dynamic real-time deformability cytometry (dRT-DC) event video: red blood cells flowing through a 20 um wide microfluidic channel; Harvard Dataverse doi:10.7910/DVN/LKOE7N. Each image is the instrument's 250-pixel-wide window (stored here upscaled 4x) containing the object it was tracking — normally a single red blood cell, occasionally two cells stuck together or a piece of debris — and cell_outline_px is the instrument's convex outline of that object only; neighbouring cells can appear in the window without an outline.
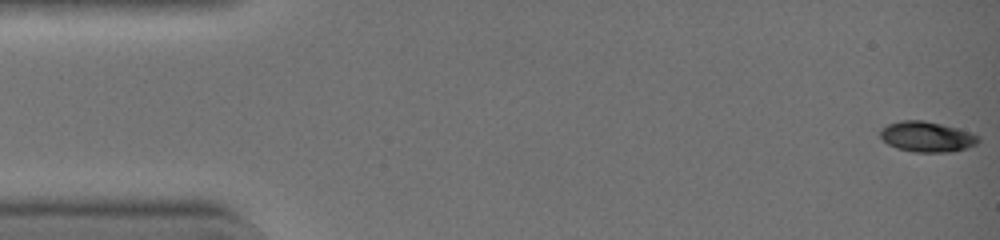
{"species": "common noctule bat (a hibernating species)", "species_latin": "Nyctalus noctula", "temperature_condition": "warm", "stored_images_in_passage": 17, "camera_frame_rate_fps": 3000, "um_per_image_px": 0.085, "animal": {"sex": "female", "body_mass_g": 19.0, "forearm_length_mm": 51.5}, "frame": {"image": 1, "passage_image": 1, "time_ms": 0.0, "image_size_px": [1000, 240], "cell_outline_px": [[980, 140], [976, 144], [968, 148], [948, 152], [912, 152], [896, 148], [888, 144], [880, 136], [880, 132], [888, 124], [900, 120], [924, 120], [956, 128], [968, 132], [976, 136]], "centroid_in_image_um": [78.76, 11.63], "position_along_channel_um": 6.2, "area_um2": 17.17}}
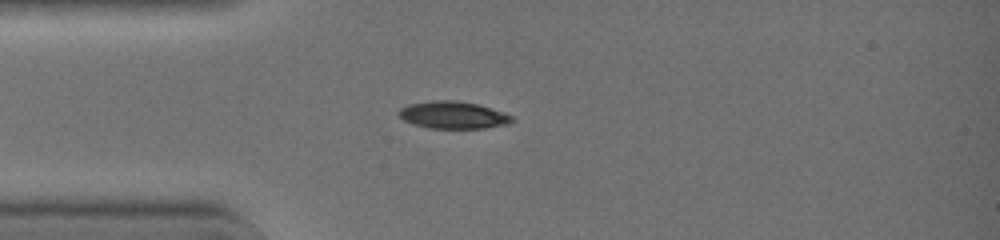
{"frame": {"image": 2, "passage_image": 12, "time_ms": 3.667, "image_size_px": [1000, 240], "cell_outline_px": [[512, 120], [508, 124], [484, 128], [428, 128], [412, 124], [404, 120], [400, 116], [400, 108], [408, 104], [436, 100], [456, 100], [476, 104], [512, 116]], "centroid_in_image_um": [38.46, 9.78], "position_along_channel_um": 46.5, "area_um2": 17.63}}